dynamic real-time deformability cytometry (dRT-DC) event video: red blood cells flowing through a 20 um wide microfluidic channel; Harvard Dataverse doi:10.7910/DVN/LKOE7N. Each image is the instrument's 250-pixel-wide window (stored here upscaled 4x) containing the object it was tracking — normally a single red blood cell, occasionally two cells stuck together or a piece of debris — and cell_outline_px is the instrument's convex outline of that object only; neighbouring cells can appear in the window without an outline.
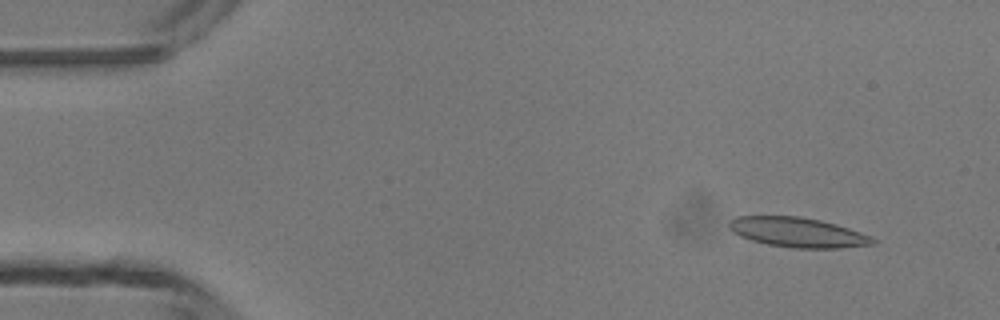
{"species": "common noctule bat (a hibernating species)", "species_latin": "Nyctalus noctula", "temperature_condition": "room temperature", "stored_images_in_passage": 5, "camera_frame_rate_fps": 3000, "um_per_image_px": 0.085, "animal": {"sex": "male", "body_mass_g": 13.3}, "frame": {"image": 1, "passage_image": 2, "time_ms": 1.0, "image_size_px": [1000, 320], "cell_outline_px": [[876, 240], [872, 244], [840, 248], [792, 248], [768, 244], [752, 240], [740, 236], [732, 232], [728, 228], [728, 224], [736, 216], [800, 216], [820, 220], [836, 224], [872, 236]], "centroid_in_image_um": [67.79, 19.74], "position_along_channel_um": 17.2, "area_um2": 24.85}}
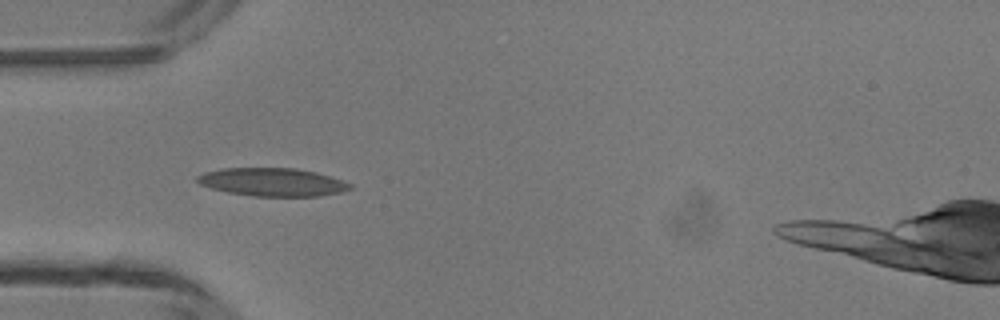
{"frame": {"image": 2, "passage_image": 4, "time_ms": 4.333, "image_size_px": [1000, 320], "cell_outline_px": [[352, 188], [340, 192], [320, 196], [252, 196], [228, 192], [212, 188], [200, 184], [196, 180], [196, 176], [204, 172], [220, 168], [296, 168], [316, 172], [352, 184]], "centroid_in_image_um": [23.12, 15.47], "position_along_channel_um": 61.9, "area_um2": 24.97}}
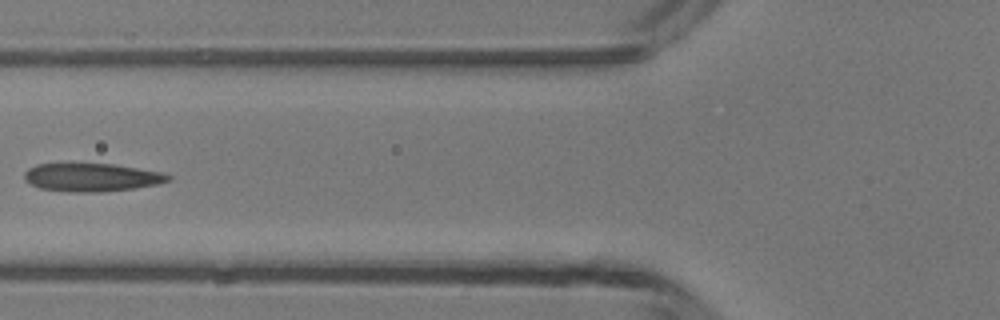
{"frame": {"image": 3, "passage_image": 5, "time_ms": 5.667, "image_size_px": [1000, 320], "cell_outline_px": [[172, 180], [160, 184], [136, 188], [104, 192], [68, 192], [40, 188], [24, 180], [24, 172], [28, 168], [36, 164], [112, 164], [164, 172], [172, 176]], "centroid_in_image_um": [7.84, 15.08], "position_along_channel_um": 118.0, "area_um2": 23.87}}